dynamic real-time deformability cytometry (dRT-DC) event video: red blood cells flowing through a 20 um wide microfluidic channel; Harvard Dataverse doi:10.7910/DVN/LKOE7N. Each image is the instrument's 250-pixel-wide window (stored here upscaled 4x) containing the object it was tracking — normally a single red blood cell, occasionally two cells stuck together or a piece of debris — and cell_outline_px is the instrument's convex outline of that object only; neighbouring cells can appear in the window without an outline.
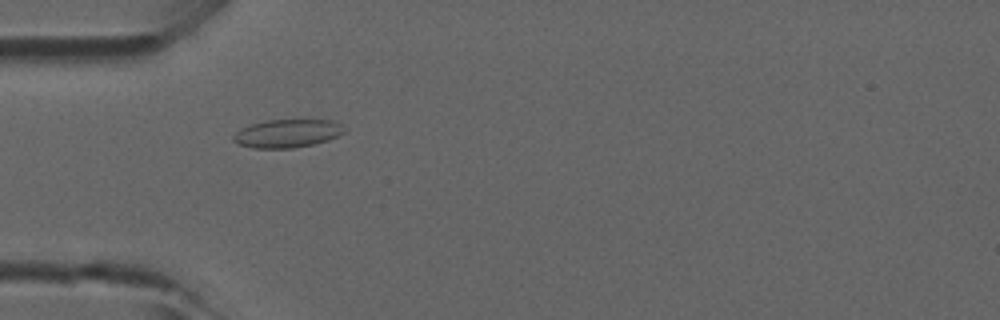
{"species": "common noctule bat (a hibernating species)", "species_latin": "Nyctalus noctula", "temperature_condition": "room temperature", "stored_images_in_passage": 5, "camera_frame_rate_fps": 3000, "um_per_image_px": 0.085, "animal": {"sex": "male", "forearm_length_mm": 52.5}, "frame": {"image": 1, "passage_image": 5, "time_ms": 1.333, "image_size_px": [1000, 320], "cell_outline_px": [[344, 132], [328, 140], [312, 144], [292, 148], [252, 148], [236, 144], [232, 140], [232, 136], [236, 132], [252, 124], [268, 120], [332, 120], [340, 124], [344, 128]], "centroid_in_image_um": [24.39, 11.35], "position_along_channel_um": 60.6, "area_um2": 18.03}}